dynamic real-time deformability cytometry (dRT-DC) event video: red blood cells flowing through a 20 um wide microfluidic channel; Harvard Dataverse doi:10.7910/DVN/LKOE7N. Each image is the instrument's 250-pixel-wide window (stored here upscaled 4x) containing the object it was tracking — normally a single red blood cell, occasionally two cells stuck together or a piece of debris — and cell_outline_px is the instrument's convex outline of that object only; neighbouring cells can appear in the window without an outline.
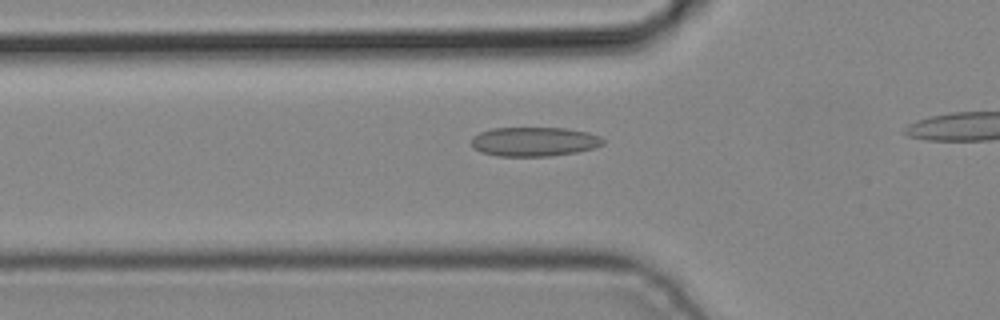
{"species": "common noctule bat (a hibernating species)", "species_latin": "Nyctalus noctula", "temperature_condition": "cold", "stored_images_in_passage": 5, "camera_frame_rate_fps": 3000, "um_per_image_px": 0.085, "animal": {"sex": "male", "body_mass_g": 19.2, "forearm_length_mm": 51.8}, "frame": {"image": 1, "passage_image": 3, "time_ms": 0.667, "image_size_px": [1000, 320], "cell_outline_px": [[604, 144], [592, 148], [576, 152], [548, 156], [496, 156], [480, 152], [472, 148], [472, 136], [480, 132], [492, 128], [564, 128], [588, 132], [600, 136], [604, 140]], "centroid_in_image_um": [45.37, 12.04], "position_along_channel_um": 80.4, "area_um2": 22.48}}
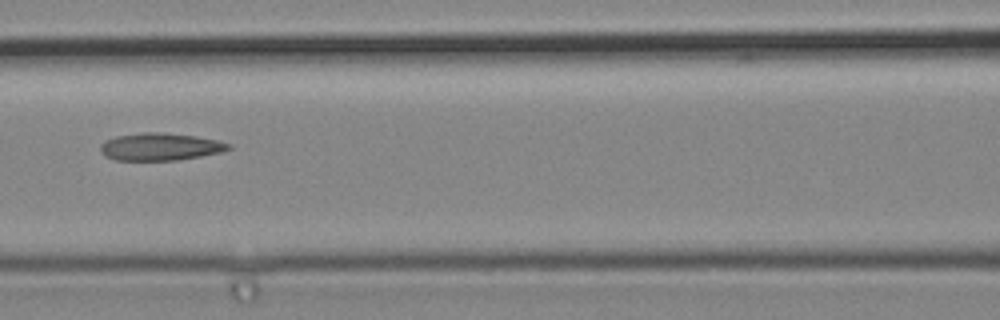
{"frame": {"image": 2, "passage_image": 5, "time_ms": 1.333, "image_size_px": [1000, 320], "cell_outline_px": [[232, 148], [220, 152], [200, 156], [176, 160], [116, 160], [104, 156], [100, 152], [100, 144], [104, 140], [116, 136], [144, 132], [160, 132], [196, 136], [216, 140], [232, 144]], "centroid_in_image_um": [13.58, 12.47], "position_along_channel_um": 153.0, "area_um2": 20.52}}